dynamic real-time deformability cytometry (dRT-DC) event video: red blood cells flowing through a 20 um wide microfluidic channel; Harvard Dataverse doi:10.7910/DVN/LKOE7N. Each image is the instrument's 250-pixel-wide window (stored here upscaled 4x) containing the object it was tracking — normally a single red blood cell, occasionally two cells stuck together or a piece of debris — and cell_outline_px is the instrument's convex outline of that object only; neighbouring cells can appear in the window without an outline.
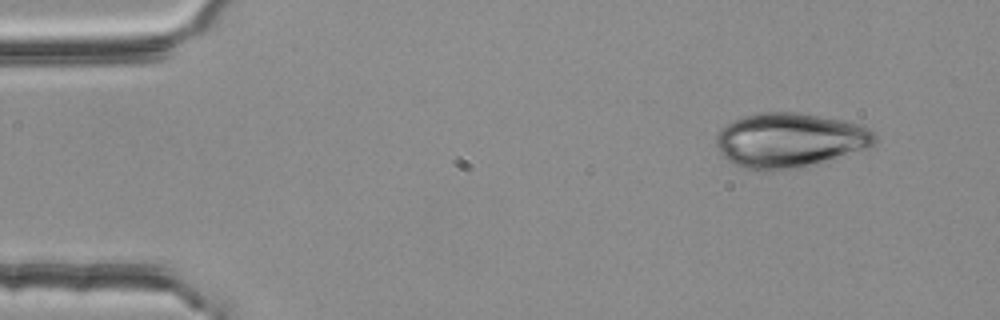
{"species": "common noctule bat (a hibernating species)", "species_latin": "Nyctalus noctula", "temperature_condition": "room temperature", "stored_images_in_passage": 3, "camera_frame_rate_fps": 3000, "um_per_image_px": 0.085, "animal": {"sex": "female", "body_mass_g": 25.1}, "frame": {"image": 1, "passage_image": 1, "time_ms": 0.0, "image_size_px": [1000, 320], "cell_outline_px": [[876, 144], [868, 148], [792, 168], [740, 168], [732, 164], [720, 152], [716, 144], [716, 136], [732, 120], [744, 116], [760, 112], [796, 112], [840, 120], [860, 124], [868, 128], [876, 136]], "centroid_in_image_um": [67.1, 11.88], "position_along_channel_um": 17.9, "area_um2": 49.13}}